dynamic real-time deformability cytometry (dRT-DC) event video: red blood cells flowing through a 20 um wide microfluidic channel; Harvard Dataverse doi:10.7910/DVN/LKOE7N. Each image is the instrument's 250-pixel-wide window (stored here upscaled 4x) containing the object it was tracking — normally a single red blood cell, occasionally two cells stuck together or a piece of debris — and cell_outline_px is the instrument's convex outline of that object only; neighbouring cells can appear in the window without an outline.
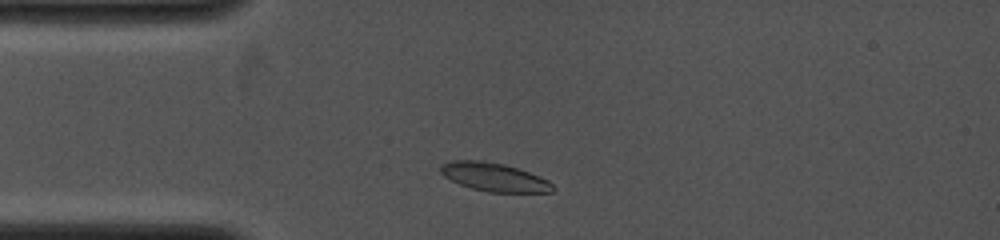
{"species": "common noctule bat (a hibernating species)", "species_latin": "Nyctalus noctula", "temperature_condition": "cold", "stored_images_in_passage": 7, "camera_frame_rate_fps": 4000, "um_per_image_px": 0.085, "animal": {"sex": "female", "body_mass_g": 19.0, "forearm_length_mm": 53.3}, "frame": {"image": 1, "passage_image": 2, "time_ms": 0.75, "image_size_px": [1000, 240], "cell_outline_px": [[556, 188], [552, 192], [488, 192], [472, 188], [460, 184], [444, 176], [440, 172], [440, 164], [452, 160], [480, 160], [504, 164], [540, 176], [548, 180]], "centroid_in_image_um": [42.0, 15.05], "position_along_channel_um": 43.0, "area_um2": 18.55}}
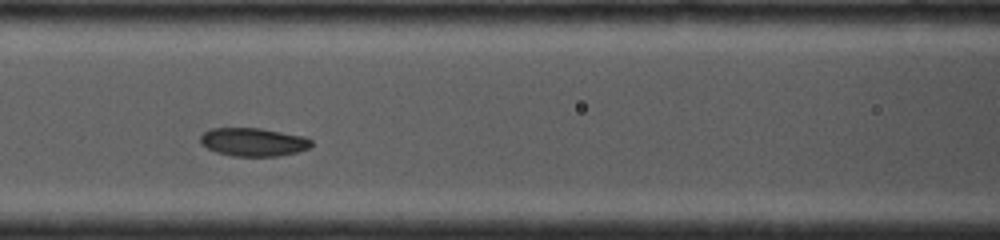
{"frame": {"image": 2, "passage_image": 6, "time_ms": 3.5, "image_size_px": [1000, 240], "cell_outline_px": [[312, 144], [308, 148], [296, 152], [276, 156], [232, 156], [216, 152], [200, 144], [200, 136], [208, 128], [260, 128], [304, 136], [312, 140]], "centroid_in_image_um": [21.5, 12.06], "position_along_channel_um": 145.1, "area_um2": 18.32}}
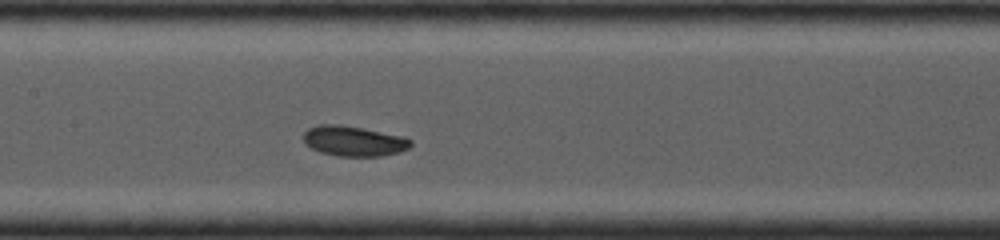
{"frame": {"image": 3, "passage_image": 7, "time_ms": 4.25, "image_size_px": [1000, 240], "cell_outline_px": [[412, 144], [408, 148], [400, 152], [380, 156], [336, 156], [320, 152], [304, 144], [304, 132], [308, 128], [316, 124], [340, 124], [404, 136], [412, 140]], "centroid_in_image_um": [30.05, 11.98], "position_along_channel_um": 177.3, "area_um2": 19.02}}